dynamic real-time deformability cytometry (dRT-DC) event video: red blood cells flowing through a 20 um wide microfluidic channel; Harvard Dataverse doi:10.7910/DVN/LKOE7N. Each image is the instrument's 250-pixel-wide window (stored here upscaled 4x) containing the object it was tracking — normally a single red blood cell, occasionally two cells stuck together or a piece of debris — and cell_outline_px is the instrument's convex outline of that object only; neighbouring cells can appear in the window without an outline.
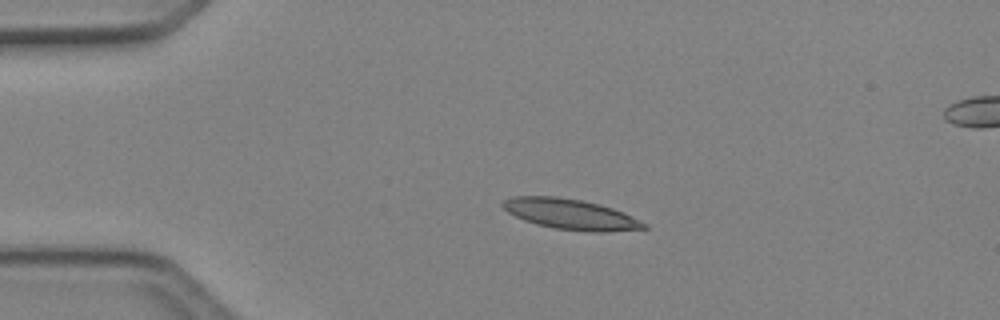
{"species": "Egyptian fruit bat (a non-hibernating species)", "species_latin": "Rousettus aegyptiacus", "temperature_condition": "cold", "stored_images_in_passage": 4, "camera_frame_rate_fps": 3000, "um_per_image_px": 0.085, "animal": {"sex": "female"}, "frame": {"image": 1, "passage_image": 3, "time_ms": 0.667, "image_size_px": [1000, 320], "cell_outline_px": [[648, 228], [604, 232], [588, 232], [556, 228], [536, 224], [524, 220], [508, 212], [500, 204], [504, 200], [512, 196], [556, 196], [580, 200], [600, 204], [624, 212], [648, 224]], "centroid_in_image_um": [48.51, 18.21], "position_along_channel_um": 36.5, "area_um2": 25.03}}